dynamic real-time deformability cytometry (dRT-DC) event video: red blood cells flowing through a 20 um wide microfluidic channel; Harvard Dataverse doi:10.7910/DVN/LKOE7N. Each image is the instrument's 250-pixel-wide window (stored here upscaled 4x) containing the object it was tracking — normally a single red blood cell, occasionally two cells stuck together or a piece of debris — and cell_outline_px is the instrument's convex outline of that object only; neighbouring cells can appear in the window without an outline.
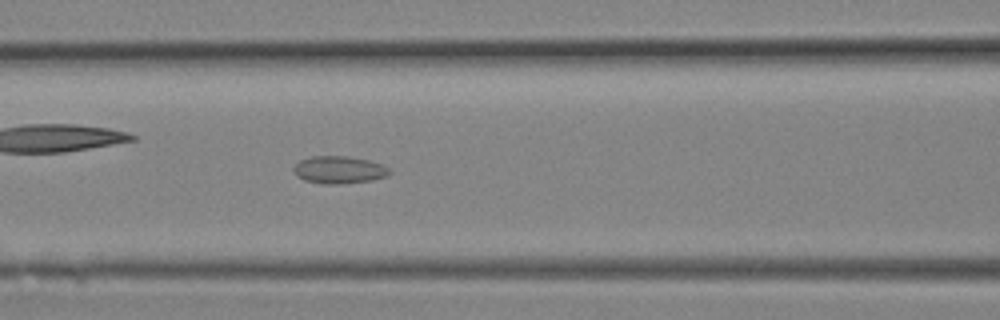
{"species": "Egyptian fruit bat (a non-hibernating species)", "species_latin": "Rousettus aegyptiacus", "temperature_condition": "room temperature", "stored_images_in_passage": 9, "camera_frame_rate_fps": 3000, "um_per_image_px": 0.085, "animal": {"sex": "female"}, "frame": {"image": 1, "passage_image": 9, "time_ms": 2.667, "image_size_px": [1000, 320], "cell_outline_px": [[392, 172], [388, 176], [372, 180], [340, 184], [320, 184], [304, 180], [296, 176], [292, 168], [300, 160], [312, 156], [348, 156], [368, 160], [384, 164]], "centroid_in_image_um": [28.83, 14.44], "position_along_channel_um": 137.8, "area_um2": 15.55}}